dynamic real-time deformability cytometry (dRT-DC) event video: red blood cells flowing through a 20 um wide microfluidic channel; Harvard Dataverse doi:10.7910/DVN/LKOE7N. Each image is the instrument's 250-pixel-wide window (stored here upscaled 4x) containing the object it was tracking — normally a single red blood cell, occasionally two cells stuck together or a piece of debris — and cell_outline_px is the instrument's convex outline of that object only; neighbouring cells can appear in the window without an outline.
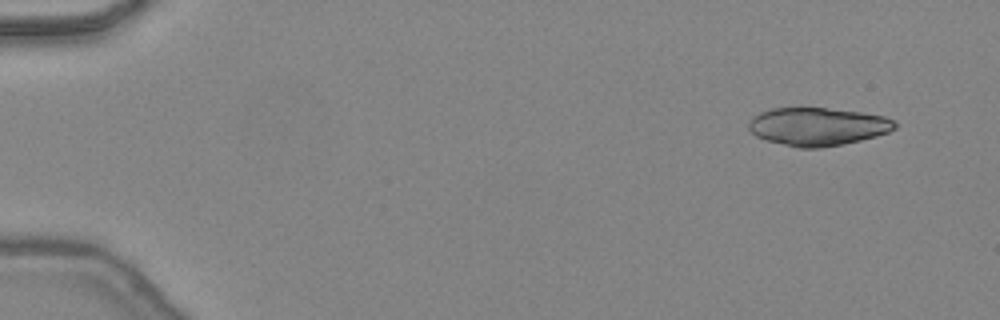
{"species": "common noctule bat (a hibernating species)", "species_latin": "Nyctalus noctula", "temperature_condition": "warm", "stored_images_in_passage": 43, "camera_frame_rate_fps": 3000, "um_per_image_px": 0.085, "animal": {"sex": "female", "body_mass_g": 24.6, "forearm_length_mm": 56.2}, "frame": {"image": 1, "passage_image": 1, "time_ms": 0.0, "image_size_px": [1000, 320], "cell_outline_px": [[896, 128], [888, 132], [876, 136], [844, 144], [820, 148], [796, 148], [768, 140], [756, 136], [748, 128], [748, 120], [752, 116], [760, 112], [772, 108], [824, 108], [860, 112], [884, 116], [892, 120], [896, 124]], "centroid_in_image_um": [69.47, 10.76], "position_along_channel_um": 15.5, "area_um2": 32.37}}
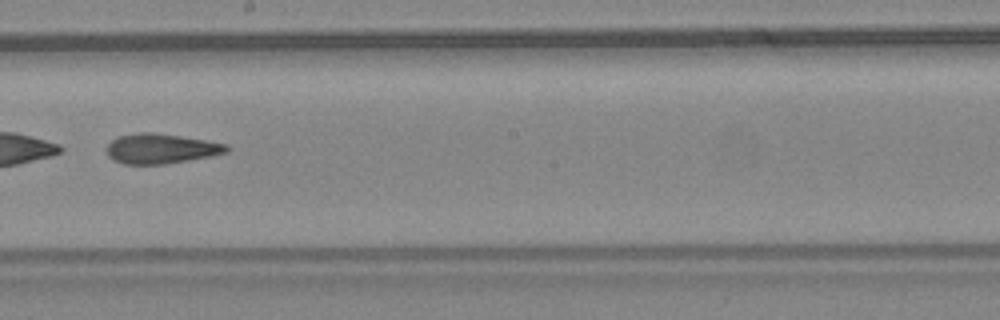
{"frame": {"image": 2, "passage_image": 25, "time_ms": 8.0, "image_size_px": [1000, 320], "cell_outline_px": [[232, 148], [228, 152], [212, 156], [164, 164], [124, 164], [112, 160], [108, 156], [108, 144], [116, 136], [140, 132], [152, 132], [180, 136], [228, 144]], "centroid_in_image_um": [13.7, 12.63], "position_along_channel_um": 234.5, "area_um2": 20.98}, "authors_computed_cell_mechanics": {"area_um2": 22.8888, "velocity_mm_per_s": 4.5, "shape_relaxation_time_tau1_ms": null, "shape_relaxation_time_tau2_ms": 3.9489, "deformation_change_tau1": null, "deformation_change_tau2": 0.1457}}